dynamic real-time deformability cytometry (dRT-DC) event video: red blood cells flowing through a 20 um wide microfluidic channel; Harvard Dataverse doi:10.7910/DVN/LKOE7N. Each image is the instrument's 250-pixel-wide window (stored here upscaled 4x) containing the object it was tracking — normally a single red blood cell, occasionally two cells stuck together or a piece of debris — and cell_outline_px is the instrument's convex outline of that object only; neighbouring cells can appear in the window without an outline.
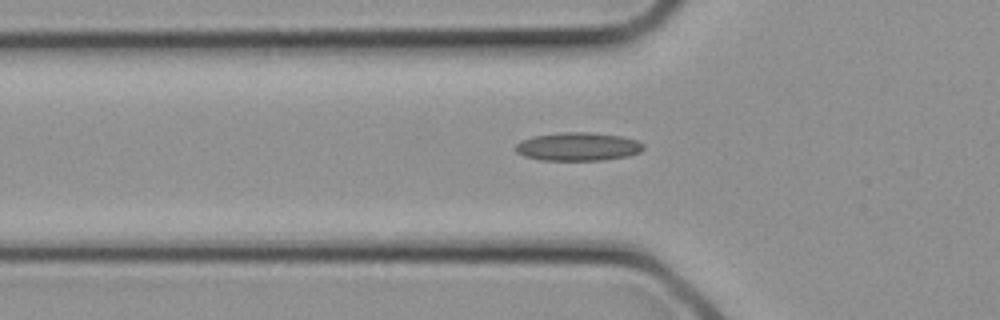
{"species": "common noctule bat (a hibernating species)", "species_latin": "Nyctalus noctula", "temperature_condition": "cold", "stored_images_in_passage": 3, "camera_frame_rate_fps": 3000, "um_per_image_px": 0.085, "animal": {"sex": "female", "body_mass_g": 21.9}, "frame": {"image": 1, "passage_image": 3, "time_ms": 0.667, "image_size_px": [1000, 320], "cell_outline_px": [[644, 148], [640, 152], [628, 156], [600, 160], [540, 160], [524, 156], [516, 152], [512, 148], [520, 140], [532, 136], [560, 132], [588, 132], [620, 136], [636, 140], [644, 144]], "centroid_in_image_um": [49.07, 12.46], "position_along_channel_um": 76.7, "area_um2": 21.27}}